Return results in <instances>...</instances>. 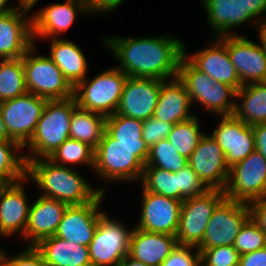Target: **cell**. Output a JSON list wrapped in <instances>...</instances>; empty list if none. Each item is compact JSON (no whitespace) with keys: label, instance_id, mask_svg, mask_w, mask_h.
Instances as JSON below:
<instances>
[{"label":"cell","instance_id":"obj_1","mask_svg":"<svg viewBox=\"0 0 266 266\" xmlns=\"http://www.w3.org/2000/svg\"><path fill=\"white\" fill-rule=\"evenodd\" d=\"M167 36V37H166ZM108 38L105 44L121 62L118 67L128 77L166 80L177 77L184 55L183 42L174 37Z\"/></svg>","mask_w":266,"mask_h":266},{"label":"cell","instance_id":"obj_2","mask_svg":"<svg viewBox=\"0 0 266 266\" xmlns=\"http://www.w3.org/2000/svg\"><path fill=\"white\" fill-rule=\"evenodd\" d=\"M33 179L45 192L42 197L72 205L92 202L104 187L93 189L87 180L67 166L55 164L48 158H36L26 162V177Z\"/></svg>","mask_w":266,"mask_h":266},{"label":"cell","instance_id":"obj_3","mask_svg":"<svg viewBox=\"0 0 266 266\" xmlns=\"http://www.w3.org/2000/svg\"><path fill=\"white\" fill-rule=\"evenodd\" d=\"M148 156L147 144L119 143L105 130L94 149L93 168L109 181L142 179Z\"/></svg>","mask_w":266,"mask_h":266},{"label":"cell","instance_id":"obj_4","mask_svg":"<svg viewBox=\"0 0 266 266\" xmlns=\"http://www.w3.org/2000/svg\"><path fill=\"white\" fill-rule=\"evenodd\" d=\"M77 107L74 97L66 100H48L36 129L26 144L33 155H24L25 161L48 158L65 140L70 138L71 117ZM34 156V157H32Z\"/></svg>","mask_w":266,"mask_h":266},{"label":"cell","instance_id":"obj_5","mask_svg":"<svg viewBox=\"0 0 266 266\" xmlns=\"http://www.w3.org/2000/svg\"><path fill=\"white\" fill-rule=\"evenodd\" d=\"M127 79L119 68L106 70L89 83L86 78L79 82L74 87L73 97L80 108L107 117L116 113Z\"/></svg>","mask_w":266,"mask_h":266},{"label":"cell","instance_id":"obj_6","mask_svg":"<svg viewBox=\"0 0 266 266\" xmlns=\"http://www.w3.org/2000/svg\"><path fill=\"white\" fill-rule=\"evenodd\" d=\"M34 44L22 57L27 91L48 100L74 96V87L49 56L31 55Z\"/></svg>","mask_w":266,"mask_h":266},{"label":"cell","instance_id":"obj_7","mask_svg":"<svg viewBox=\"0 0 266 266\" xmlns=\"http://www.w3.org/2000/svg\"><path fill=\"white\" fill-rule=\"evenodd\" d=\"M225 197L243 203L266 198V158L257 150L230 167Z\"/></svg>","mask_w":266,"mask_h":266},{"label":"cell","instance_id":"obj_8","mask_svg":"<svg viewBox=\"0 0 266 266\" xmlns=\"http://www.w3.org/2000/svg\"><path fill=\"white\" fill-rule=\"evenodd\" d=\"M224 198L223 190L208 189L204 194L182 201L177 244L197 247L202 242L212 213Z\"/></svg>","mask_w":266,"mask_h":266},{"label":"cell","instance_id":"obj_9","mask_svg":"<svg viewBox=\"0 0 266 266\" xmlns=\"http://www.w3.org/2000/svg\"><path fill=\"white\" fill-rule=\"evenodd\" d=\"M48 99L27 92L0 103V112L11 140L22 148L30 141Z\"/></svg>","mask_w":266,"mask_h":266},{"label":"cell","instance_id":"obj_10","mask_svg":"<svg viewBox=\"0 0 266 266\" xmlns=\"http://www.w3.org/2000/svg\"><path fill=\"white\" fill-rule=\"evenodd\" d=\"M250 218L248 203L224 198L216 207L196 249L233 245L241 227Z\"/></svg>","mask_w":266,"mask_h":266},{"label":"cell","instance_id":"obj_11","mask_svg":"<svg viewBox=\"0 0 266 266\" xmlns=\"http://www.w3.org/2000/svg\"><path fill=\"white\" fill-rule=\"evenodd\" d=\"M131 233L132 230L104 213L88 246L92 266H120L129 254Z\"/></svg>","mask_w":266,"mask_h":266},{"label":"cell","instance_id":"obj_12","mask_svg":"<svg viewBox=\"0 0 266 266\" xmlns=\"http://www.w3.org/2000/svg\"><path fill=\"white\" fill-rule=\"evenodd\" d=\"M188 164L208 189L224 191L228 182L230 167L221 147L211 135L206 134L201 138L188 159Z\"/></svg>","mask_w":266,"mask_h":266},{"label":"cell","instance_id":"obj_13","mask_svg":"<svg viewBox=\"0 0 266 266\" xmlns=\"http://www.w3.org/2000/svg\"><path fill=\"white\" fill-rule=\"evenodd\" d=\"M218 38L226 45L242 86L266 82V56L260 45L237 34Z\"/></svg>","mask_w":266,"mask_h":266},{"label":"cell","instance_id":"obj_14","mask_svg":"<svg viewBox=\"0 0 266 266\" xmlns=\"http://www.w3.org/2000/svg\"><path fill=\"white\" fill-rule=\"evenodd\" d=\"M103 196L104 193L101 192L92 202L68 206L55 236L88 247L97 229L99 219L104 214L98 211Z\"/></svg>","mask_w":266,"mask_h":266},{"label":"cell","instance_id":"obj_15","mask_svg":"<svg viewBox=\"0 0 266 266\" xmlns=\"http://www.w3.org/2000/svg\"><path fill=\"white\" fill-rule=\"evenodd\" d=\"M162 81L156 78L128 77L116 113L143 121L153 117Z\"/></svg>","mask_w":266,"mask_h":266},{"label":"cell","instance_id":"obj_16","mask_svg":"<svg viewBox=\"0 0 266 266\" xmlns=\"http://www.w3.org/2000/svg\"><path fill=\"white\" fill-rule=\"evenodd\" d=\"M142 211L137 228L176 236L182 201L146 191L143 188Z\"/></svg>","mask_w":266,"mask_h":266},{"label":"cell","instance_id":"obj_17","mask_svg":"<svg viewBox=\"0 0 266 266\" xmlns=\"http://www.w3.org/2000/svg\"><path fill=\"white\" fill-rule=\"evenodd\" d=\"M211 136L221 147L229 167L244 160L256 150L252 126L234 115L221 116L220 125Z\"/></svg>","mask_w":266,"mask_h":266},{"label":"cell","instance_id":"obj_18","mask_svg":"<svg viewBox=\"0 0 266 266\" xmlns=\"http://www.w3.org/2000/svg\"><path fill=\"white\" fill-rule=\"evenodd\" d=\"M29 10L23 7L0 15V59L21 58L34 44L31 20L25 16Z\"/></svg>","mask_w":266,"mask_h":266},{"label":"cell","instance_id":"obj_19","mask_svg":"<svg viewBox=\"0 0 266 266\" xmlns=\"http://www.w3.org/2000/svg\"><path fill=\"white\" fill-rule=\"evenodd\" d=\"M80 12H89L84 0H67L64 4H52L43 8L30 18L32 38L35 36L56 38L72 25Z\"/></svg>","mask_w":266,"mask_h":266},{"label":"cell","instance_id":"obj_20","mask_svg":"<svg viewBox=\"0 0 266 266\" xmlns=\"http://www.w3.org/2000/svg\"><path fill=\"white\" fill-rule=\"evenodd\" d=\"M209 48L200 50L197 54L186 58L210 78L225 85L234 87L237 91L242 87L236 67L232 64L226 45L218 39Z\"/></svg>","mask_w":266,"mask_h":266},{"label":"cell","instance_id":"obj_21","mask_svg":"<svg viewBox=\"0 0 266 266\" xmlns=\"http://www.w3.org/2000/svg\"><path fill=\"white\" fill-rule=\"evenodd\" d=\"M10 183L0 191V234L3 236L21 231L24 236L29 219V209L22 181Z\"/></svg>","mask_w":266,"mask_h":266},{"label":"cell","instance_id":"obj_22","mask_svg":"<svg viewBox=\"0 0 266 266\" xmlns=\"http://www.w3.org/2000/svg\"><path fill=\"white\" fill-rule=\"evenodd\" d=\"M177 246L174 235L149 232L135 227L130 236L128 255L147 265L161 266Z\"/></svg>","mask_w":266,"mask_h":266},{"label":"cell","instance_id":"obj_23","mask_svg":"<svg viewBox=\"0 0 266 266\" xmlns=\"http://www.w3.org/2000/svg\"><path fill=\"white\" fill-rule=\"evenodd\" d=\"M68 206L64 202L42 196L30 206L24 234V237L31 239L30 246H35L40 240L55 235Z\"/></svg>","mask_w":266,"mask_h":266},{"label":"cell","instance_id":"obj_24","mask_svg":"<svg viewBox=\"0 0 266 266\" xmlns=\"http://www.w3.org/2000/svg\"><path fill=\"white\" fill-rule=\"evenodd\" d=\"M163 80L157 106L153 117L172 125L191 119L193 114H189L192 104L190 95L184 83L175 77L171 82Z\"/></svg>","mask_w":266,"mask_h":266},{"label":"cell","instance_id":"obj_25","mask_svg":"<svg viewBox=\"0 0 266 266\" xmlns=\"http://www.w3.org/2000/svg\"><path fill=\"white\" fill-rule=\"evenodd\" d=\"M35 248L49 265L92 266L87 246L74 244L55 235L40 240Z\"/></svg>","mask_w":266,"mask_h":266},{"label":"cell","instance_id":"obj_26","mask_svg":"<svg viewBox=\"0 0 266 266\" xmlns=\"http://www.w3.org/2000/svg\"><path fill=\"white\" fill-rule=\"evenodd\" d=\"M204 10L208 15V22L216 36L235 35L228 30L254 18L245 13L244 0H203ZM220 34V35H219Z\"/></svg>","mask_w":266,"mask_h":266},{"label":"cell","instance_id":"obj_27","mask_svg":"<svg viewBox=\"0 0 266 266\" xmlns=\"http://www.w3.org/2000/svg\"><path fill=\"white\" fill-rule=\"evenodd\" d=\"M49 57L73 87L86 78L87 61L75 43L53 38Z\"/></svg>","mask_w":266,"mask_h":266},{"label":"cell","instance_id":"obj_28","mask_svg":"<svg viewBox=\"0 0 266 266\" xmlns=\"http://www.w3.org/2000/svg\"><path fill=\"white\" fill-rule=\"evenodd\" d=\"M243 98L242 104L235 105L233 115L254 126L266 123V82L243 85L237 91V98Z\"/></svg>","mask_w":266,"mask_h":266},{"label":"cell","instance_id":"obj_29","mask_svg":"<svg viewBox=\"0 0 266 266\" xmlns=\"http://www.w3.org/2000/svg\"><path fill=\"white\" fill-rule=\"evenodd\" d=\"M106 116L77 106L72 113L70 138L95 149L106 130Z\"/></svg>","mask_w":266,"mask_h":266},{"label":"cell","instance_id":"obj_30","mask_svg":"<svg viewBox=\"0 0 266 266\" xmlns=\"http://www.w3.org/2000/svg\"><path fill=\"white\" fill-rule=\"evenodd\" d=\"M186 55L184 45V55L181 58L177 76L184 83L191 101L196 100L204 106L209 101L210 86L217 84V81L197 69Z\"/></svg>","mask_w":266,"mask_h":266},{"label":"cell","instance_id":"obj_31","mask_svg":"<svg viewBox=\"0 0 266 266\" xmlns=\"http://www.w3.org/2000/svg\"><path fill=\"white\" fill-rule=\"evenodd\" d=\"M27 92L22 57L2 59L0 61V103Z\"/></svg>","mask_w":266,"mask_h":266},{"label":"cell","instance_id":"obj_32","mask_svg":"<svg viewBox=\"0 0 266 266\" xmlns=\"http://www.w3.org/2000/svg\"><path fill=\"white\" fill-rule=\"evenodd\" d=\"M199 127L196 116L187 121L174 124L171 132L168 134L167 140L178 153L186 159H189L199 141L204 136V133H201Z\"/></svg>","mask_w":266,"mask_h":266},{"label":"cell","instance_id":"obj_33","mask_svg":"<svg viewBox=\"0 0 266 266\" xmlns=\"http://www.w3.org/2000/svg\"><path fill=\"white\" fill-rule=\"evenodd\" d=\"M143 120L117 113L107 116L106 131L119 143L146 144L142 138Z\"/></svg>","mask_w":266,"mask_h":266},{"label":"cell","instance_id":"obj_34","mask_svg":"<svg viewBox=\"0 0 266 266\" xmlns=\"http://www.w3.org/2000/svg\"><path fill=\"white\" fill-rule=\"evenodd\" d=\"M21 148L22 147L13 140H0V172L11 183L26 178V161L24 155H19L16 152L17 150L19 152Z\"/></svg>","mask_w":266,"mask_h":266},{"label":"cell","instance_id":"obj_35","mask_svg":"<svg viewBox=\"0 0 266 266\" xmlns=\"http://www.w3.org/2000/svg\"><path fill=\"white\" fill-rule=\"evenodd\" d=\"M188 164V159L174 149L167 140H160L149 148L145 167H157L168 172H177Z\"/></svg>","mask_w":266,"mask_h":266},{"label":"cell","instance_id":"obj_36","mask_svg":"<svg viewBox=\"0 0 266 266\" xmlns=\"http://www.w3.org/2000/svg\"><path fill=\"white\" fill-rule=\"evenodd\" d=\"M48 159L61 166H65L66 163H84L93 167L94 149L85 142L68 138L52 152Z\"/></svg>","mask_w":266,"mask_h":266},{"label":"cell","instance_id":"obj_37","mask_svg":"<svg viewBox=\"0 0 266 266\" xmlns=\"http://www.w3.org/2000/svg\"><path fill=\"white\" fill-rule=\"evenodd\" d=\"M146 191L177 199L176 172L157 167H144L141 179Z\"/></svg>","mask_w":266,"mask_h":266},{"label":"cell","instance_id":"obj_38","mask_svg":"<svg viewBox=\"0 0 266 266\" xmlns=\"http://www.w3.org/2000/svg\"><path fill=\"white\" fill-rule=\"evenodd\" d=\"M237 90L229 85L217 82L214 86H210L209 101L203 106L207 110L216 112V115L228 116L233 115L236 101H230L233 97L236 98ZM229 98V99H228Z\"/></svg>","mask_w":266,"mask_h":266},{"label":"cell","instance_id":"obj_39","mask_svg":"<svg viewBox=\"0 0 266 266\" xmlns=\"http://www.w3.org/2000/svg\"><path fill=\"white\" fill-rule=\"evenodd\" d=\"M233 246L239 255L254 252L266 246V234L249 218L241 227Z\"/></svg>","mask_w":266,"mask_h":266},{"label":"cell","instance_id":"obj_40","mask_svg":"<svg viewBox=\"0 0 266 266\" xmlns=\"http://www.w3.org/2000/svg\"><path fill=\"white\" fill-rule=\"evenodd\" d=\"M176 177L177 200L184 201L185 199L204 194L208 190L189 164L177 171Z\"/></svg>","mask_w":266,"mask_h":266},{"label":"cell","instance_id":"obj_41","mask_svg":"<svg viewBox=\"0 0 266 266\" xmlns=\"http://www.w3.org/2000/svg\"><path fill=\"white\" fill-rule=\"evenodd\" d=\"M197 250L201 266H239L240 255L233 245Z\"/></svg>","mask_w":266,"mask_h":266},{"label":"cell","instance_id":"obj_42","mask_svg":"<svg viewBox=\"0 0 266 266\" xmlns=\"http://www.w3.org/2000/svg\"><path fill=\"white\" fill-rule=\"evenodd\" d=\"M172 124L150 117L143 121L142 138L150 148L160 140L167 139L171 132Z\"/></svg>","mask_w":266,"mask_h":266},{"label":"cell","instance_id":"obj_43","mask_svg":"<svg viewBox=\"0 0 266 266\" xmlns=\"http://www.w3.org/2000/svg\"><path fill=\"white\" fill-rule=\"evenodd\" d=\"M192 248L195 246L178 245L171 254L162 262L161 266H201L200 252L197 250L193 255Z\"/></svg>","mask_w":266,"mask_h":266},{"label":"cell","instance_id":"obj_44","mask_svg":"<svg viewBox=\"0 0 266 266\" xmlns=\"http://www.w3.org/2000/svg\"><path fill=\"white\" fill-rule=\"evenodd\" d=\"M21 253L11 259L5 255V264L7 266H49L35 246H30Z\"/></svg>","mask_w":266,"mask_h":266},{"label":"cell","instance_id":"obj_45","mask_svg":"<svg viewBox=\"0 0 266 266\" xmlns=\"http://www.w3.org/2000/svg\"><path fill=\"white\" fill-rule=\"evenodd\" d=\"M250 218L266 234V198L258 199L249 203Z\"/></svg>","mask_w":266,"mask_h":266},{"label":"cell","instance_id":"obj_46","mask_svg":"<svg viewBox=\"0 0 266 266\" xmlns=\"http://www.w3.org/2000/svg\"><path fill=\"white\" fill-rule=\"evenodd\" d=\"M239 266H266V246L240 255Z\"/></svg>","mask_w":266,"mask_h":266},{"label":"cell","instance_id":"obj_47","mask_svg":"<svg viewBox=\"0 0 266 266\" xmlns=\"http://www.w3.org/2000/svg\"><path fill=\"white\" fill-rule=\"evenodd\" d=\"M123 0H84L89 12H110L118 7Z\"/></svg>","mask_w":266,"mask_h":266},{"label":"cell","instance_id":"obj_48","mask_svg":"<svg viewBox=\"0 0 266 266\" xmlns=\"http://www.w3.org/2000/svg\"><path fill=\"white\" fill-rule=\"evenodd\" d=\"M255 139V148L266 158V123L252 126Z\"/></svg>","mask_w":266,"mask_h":266},{"label":"cell","instance_id":"obj_49","mask_svg":"<svg viewBox=\"0 0 266 266\" xmlns=\"http://www.w3.org/2000/svg\"><path fill=\"white\" fill-rule=\"evenodd\" d=\"M244 3L245 13H250L253 17L266 14V0H244Z\"/></svg>","mask_w":266,"mask_h":266},{"label":"cell","instance_id":"obj_50","mask_svg":"<svg viewBox=\"0 0 266 266\" xmlns=\"http://www.w3.org/2000/svg\"><path fill=\"white\" fill-rule=\"evenodd\" d=\"M257 24L256 26L258 27L257 30H259V37L261 41V49L265 53L266 56V18H258L257 19Z\"/></svg>","mask_w":266,"mask_h":266},{"label":"cell","instance_id":"obj_51","mask_svg":"<svg viewBox=\"0 0 266 266\" xmlns=\"http://www.w3.org/2000/svg\"><path fill=\"white\" fill-rule=\"evenodd\" d=\"M120 266H150L141 261H138L129 255H127L120 263Z\"/></svg>","mask_w":266,"mask_h":266},{"label":"cell","instance_id":"obj_52","mask_svg":"<svg viewBox=\"0 0 266 266\" xmlns=\"http://www.w3.org/2000/svg\"><path fill=\"white\" fill-rule=\"evenodd\" d=\"M0 140H11L5 127V123L0 112Z\"/></svg>","mask_w":266,"mask_h":266},{"label":"cell","instance_id":"obj_53","mask_svg":"<svg viewBox=\"0 0 266 266\" xmlns=\"http://www.w3.org/2000/svg\"><path fill=\"white\" fill-rule=\"evenodd\" d=\"M8 0H0V15H3V14H6V13H9V12H12L14 10H17V9H20V8H23V7H13V8H7L5 5L7 3Z\"/></svg>","mask_w":266,"mask_h":266},{"label":"cell","instance_id":"obj_54","mask_svg":"<svg viewBox=\"0 0 266 266\" xmlns=\"http://www.w3.org/2000/svg\"><path fill=\"white\" fill-rule=\"evenodd\" d=\"M20 7H25L28 9H32L34 5L38 2V0H18Z\"/></svg>","mask_w":266,"mask_h":266},{"label":"cell","instance_id":"obj_55","mask_svg":"<svg viewBox=\"0 0 266 266\" xmlns=\"http://www.w3.org/2000/svg\"><path fill=\"white\" fill-rule=\"evenodd\" d=\"M11 182L0 172V191L5 189Z\"/></svg>","mask_w":266,"mask_h":266},{"label":"cell","instance_id":"obj_56","mask_svg":"<svg viewBox=\"0 0 266 266\" xmlns=\"http://www.w3.org/2000/svg\"><path fill=\"white\" fill-rule=\"evenodd\" d=\"M5 255L6 253H3V251L0 249V266L5 263Z\"/></svg>","mask_w":266,"mask_h":266}]
</instances>
